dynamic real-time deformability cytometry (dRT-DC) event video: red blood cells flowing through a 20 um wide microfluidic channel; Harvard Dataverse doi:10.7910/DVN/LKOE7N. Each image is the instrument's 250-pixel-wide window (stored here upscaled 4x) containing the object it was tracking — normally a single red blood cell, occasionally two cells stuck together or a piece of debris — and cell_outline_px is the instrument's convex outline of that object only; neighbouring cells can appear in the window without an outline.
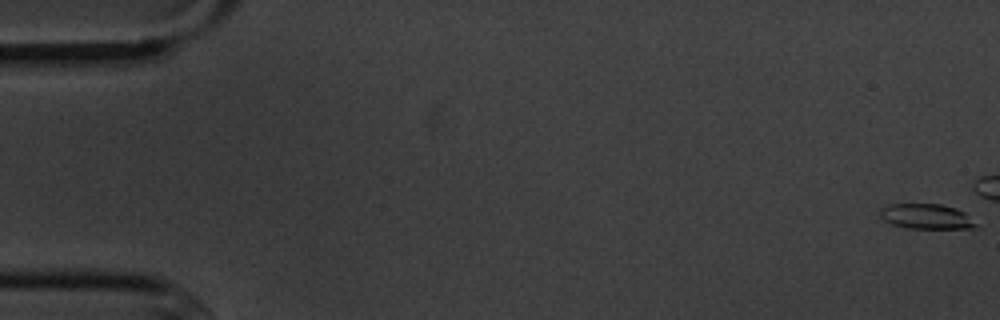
{"species": "common noctule bat (a hibernating species)", "species_latin": "Nyctalus noctula", "temperature_condition": "cold", "stored_images_in_passage": 5, "camera_frame_rate_fps": 3000, "um_per_image_px": 0.085, "animal": {"sex": "male", "body_mass_g": 20.1, "forearm_length_mm": 53.5}, "frame": {"image": 1, "passage_image": 1, "time_ms": 0.0, "image_size_px": [1000, 320], "cell_outline_px": [[976, 228], [908, 228], [892, 224], [884, 220], [880, 216], [880, 208], [892, 204], [940, 204], [956, 208], [964, 212], [976, 224]], "centroid_in_image_um": [78.72, 18.39], "position_along_channel_um": 6.3, "area_um2": 13.81}}